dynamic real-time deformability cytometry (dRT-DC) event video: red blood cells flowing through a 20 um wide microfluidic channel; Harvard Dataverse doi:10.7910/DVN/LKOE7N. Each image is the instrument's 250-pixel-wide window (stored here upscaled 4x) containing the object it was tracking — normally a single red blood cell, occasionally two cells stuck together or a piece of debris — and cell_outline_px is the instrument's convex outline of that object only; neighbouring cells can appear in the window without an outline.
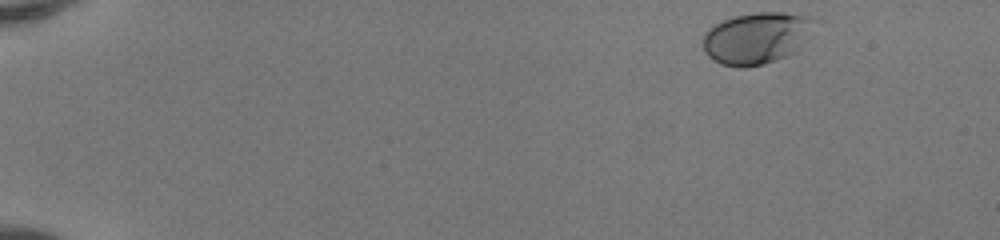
{"species": "human", "species_latin": "Homo sapiens", "temperature_condition": "room temperature", "stored_images_in_passage": 46, "camera_frame_rate_fps": 3000, "um_per_image_px": 0.085, "donor": {"sex": "female"}, "frame": {"image": 1, "passage_image": 1, "time_ms": 0.0, "image_size_px": [1000, 240], "cell_outline_px": [[812, 20], [796, 52], [788, 56], [764, 64], [744, 68], [736, 68], [720, 64], [712, 60], [704, 52], [704, 32], [712, 24], [736, 16], [756, 12], [784, 12], [812, 16]], "centroid_in_image_um": [64.2, 3.25], "position_along_channel_um": 20.8, "area_um2": 33.23}}
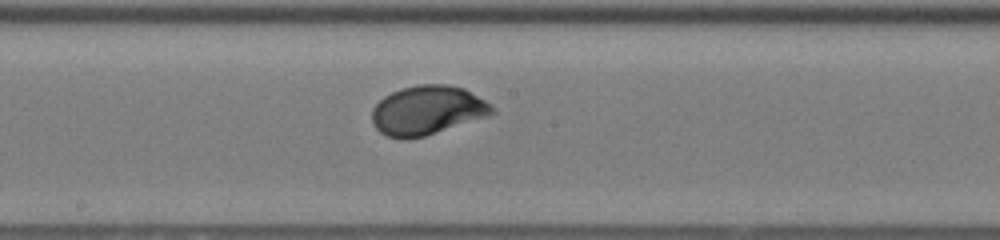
{"frame": {"image": 2, "passage_image": 25, "time_ms": 8.0, "image_size_px": [1000, 240], "cell_outline_px": [[496, 112], [488, 116], [424, 136], [408, 140], [400, 140], [388, 136], [380, 132], [372, 124], [372, 108], [384, 96], [400, 88], [420, 84], [448, 84], [464, 88], [484, 100], [496, 108]], "centroid_in_image_um": [36.3, 9.38], "position_along_channel_um": 211.9, "area_um2": 34.56}}
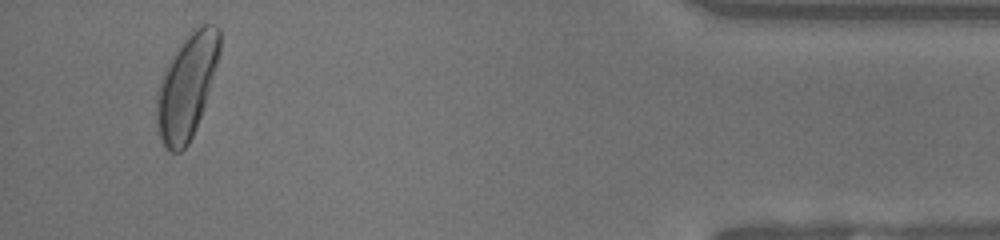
{"frame": {"image": 3, "passage_image": 44, "time_ms": 14.333, "image_size_px": [1000, 240], "cell_outline_px": [[220, 52], [208, 92], [200, 116], [192, 136], [188, 144], [180, 152], [168, 152], [160, 136], [156, 124], [156, 100], [160, 80], [172, 56], [188, 32], [196, 24], [216, 24], [220, 28]], "centroid_in_image_um": [15.87, 7.29], "position_along_channel_um": 419.3, "area_um2": 37.97}, "authors_computed_cell_mechanics": {"area_um2": 33.235, "velocity_mm_per_s": 4.128, "shape_relaxation_time_tau1_ms": 2.3489, "shape_relaxation_time_tau2_ms": null, "deformation_change_tau1": 0.1313, "deformation_change_tau2": null}}